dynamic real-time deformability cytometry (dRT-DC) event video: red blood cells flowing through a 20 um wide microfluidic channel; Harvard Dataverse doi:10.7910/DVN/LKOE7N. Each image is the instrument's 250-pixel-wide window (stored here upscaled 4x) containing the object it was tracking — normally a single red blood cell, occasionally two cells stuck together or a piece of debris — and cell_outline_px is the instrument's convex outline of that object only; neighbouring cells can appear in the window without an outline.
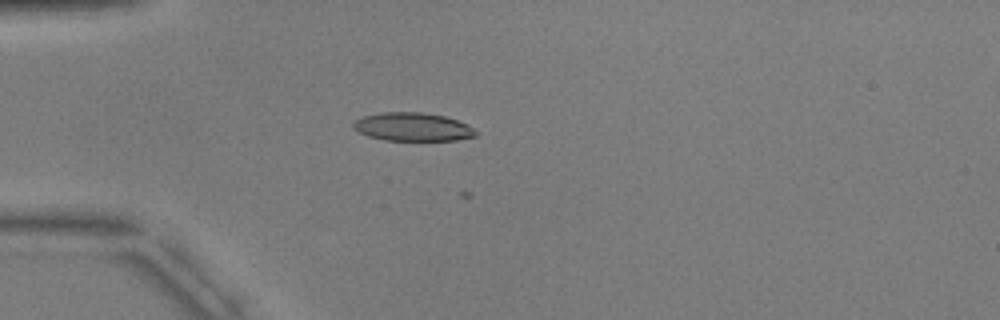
{"species": "common noctule bat (a hibernating species)", "species_latin": "Nyctalus noctula", "temperature_condition": "warm", "stored_images_in_passage": 6, "camera_frame_rate_fps": 3000, "um_per_image_px": 0.085, "animal": {"sex": "male", "body_mass_g": 17.9, "forearm_length_mm": 54.2}, "frame": {"image": 1, "passage_image": 5, "time_ms": 4.667, "image_size_px": [1000, 320], "cell_outline_px": [[476, 136], [456, 140], [384, 140], [368, 136], [352, 128], [352, 124], [356, 120], [364, 116], [384, 112], [420, 112], [444, 116], [456, 120], [472, 128], [476, 132]], "centroid_in_image_um": [35.04, 10.79], "position_along_channel_um": 50.0, "area_um2": 19.94}}